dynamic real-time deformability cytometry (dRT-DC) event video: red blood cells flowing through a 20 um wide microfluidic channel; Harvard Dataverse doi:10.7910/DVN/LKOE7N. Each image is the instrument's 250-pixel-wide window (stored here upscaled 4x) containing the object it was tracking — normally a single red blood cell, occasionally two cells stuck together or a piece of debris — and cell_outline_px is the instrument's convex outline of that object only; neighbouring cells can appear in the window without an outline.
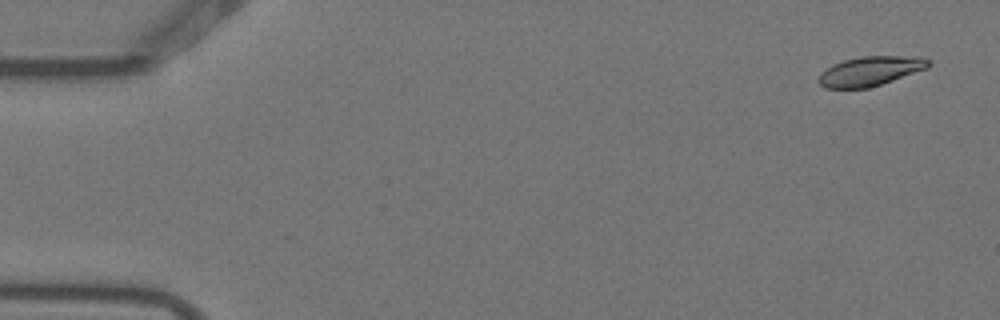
{"species": "Egyptian fruit bat (a non-hibernating species)", "species_latin": "Rousettus aegyptiacus", "temperature_condition": "warm", "stored_images_in_passage": 3, "camera_frame_rate_fps": 3000, "um_per_image_px": 0.085, "animal": {"sex": "female"}, "frame": {"image": 1, "passage_image": 1, "time_ms": 0.0, "image_size_px": [1000, 320], "cell_outline_px": [[932, 64], [928, 68], [868, 88], [824, 88], [816, 80], [820, 72], [832, 64], [844, 60], [860, 56], [920, 56], [932, 60]], "centroid_in_image_um": [73.97, 6.03], "position_along_channel_um": 11.0, "area_um2": 19.07}}